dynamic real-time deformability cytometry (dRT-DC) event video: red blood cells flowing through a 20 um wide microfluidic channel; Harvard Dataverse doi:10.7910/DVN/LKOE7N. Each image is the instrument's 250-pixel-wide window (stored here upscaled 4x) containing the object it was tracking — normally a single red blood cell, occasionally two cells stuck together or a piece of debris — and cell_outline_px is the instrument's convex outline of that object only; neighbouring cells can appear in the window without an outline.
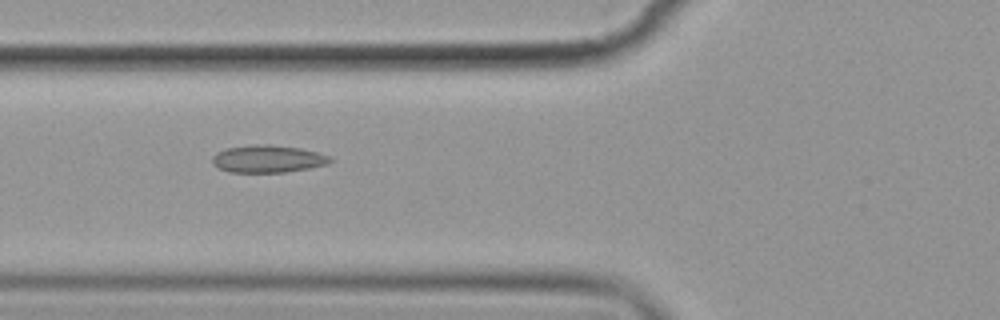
{"species": "common noctule bat (a hibernating species)", "species_latin": "Nyctalus noctula", "temperature_condition": "cold", "stored_images_in_passage": 12, "camera_frame_rate_fps": 3000, "um_per_image_px": 0.085, "animal": {"sex": "female", "body_mass_g": 19.9}, "frame": {"image": 1, "passage_image": 3, "time_ms": 2.333, "image_size_px": [1000, 320], "cell_outline_px": [[336, 160], [328, 164], [308, 168], [284, 172], [228, 172], [216, 168], [212, 164], [212, 156], [216, 152], [228, 148], [252, 144], [268, 144], [300, 148], [332, 156]], "centroid_in_image_um": [22.76, 13.5], "position_along_channel_um": 103.0, "area_um2": 19.07}}
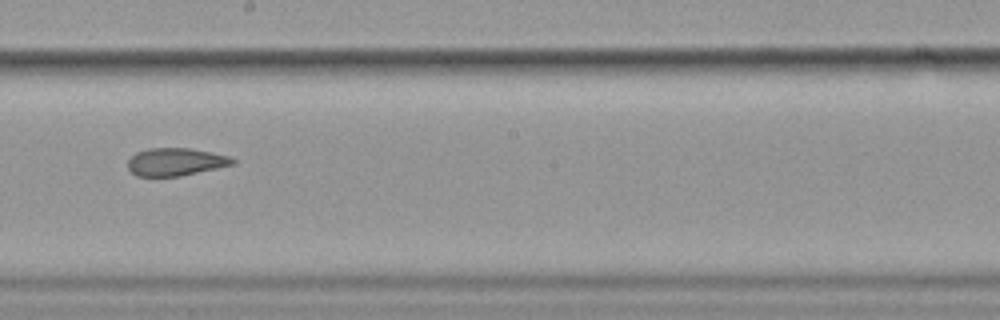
{"frame": {"image": 2, "passage_image": 6, "time_ms": 6.0, "image_size_px": [1000, 320], "cell_outline_px": [[236, 164], [180, 176], [136, 176], [128, 168], [128, 160], [136, 152], [148, 148], [192, 148], [212, 152], [228, 156], [236, 160]], "centroid_in_image_um": [14.94, 13.75], "position_along_channel_um": 233.3, "area_um2": 16.99}}
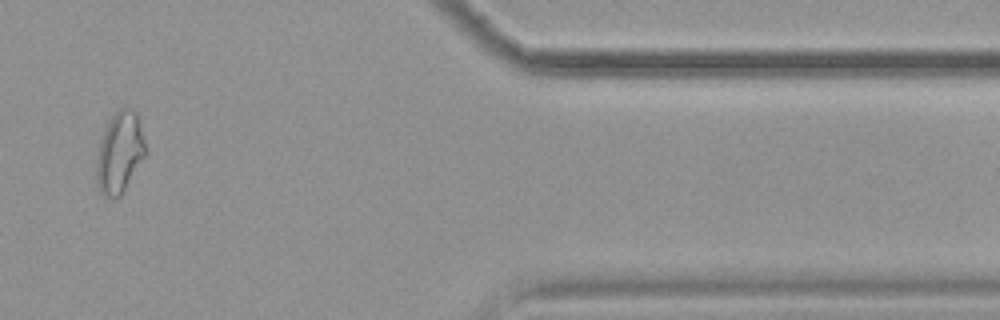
{"frame": {"image": 3, "passage_image": 10, "time_ms": 11.667, "image_size_px": [1000, 320], "cell_outline_px": [[148, 152], [120, 196], [104, 196], [100, 192], [96, 180], [96, 160], [100, 140], [108, 120], [120, 108], [132, 108], [136, 112], [140, 120], [148, 148]], "centroid_in_image_um": [10.2, 12.93], "position_along_channel_um": 401.2, "area_um2": 23.47}, "authors_computed_cell_mechanics": {"area_um2": 19.074, "velocity_mm_per_s": 3.5622, "shape_relaxation_time_tau1_ms": null, "shape_relaxation_time_tau2_ms": 3.1221, "deformation_change_tau1": null, "deformation_change_tau2": 0.0728}}